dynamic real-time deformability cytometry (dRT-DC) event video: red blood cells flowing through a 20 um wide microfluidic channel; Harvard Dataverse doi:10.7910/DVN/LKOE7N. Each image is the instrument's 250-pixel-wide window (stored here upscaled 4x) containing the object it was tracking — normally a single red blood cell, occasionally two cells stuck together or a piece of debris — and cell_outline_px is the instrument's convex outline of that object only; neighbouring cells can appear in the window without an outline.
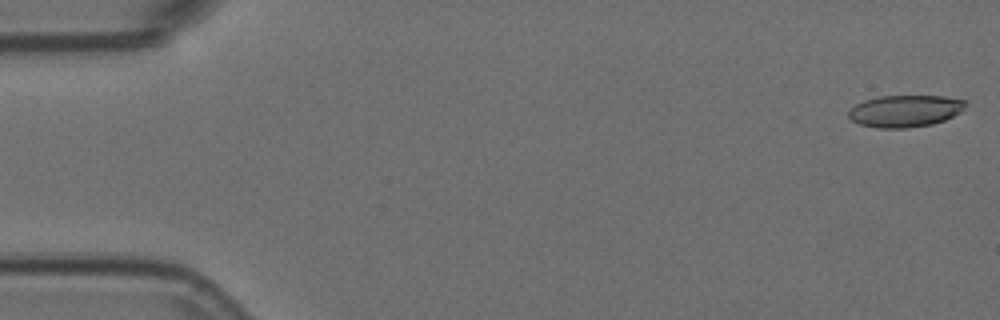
{"species": "Egyptian fruit bat (a non-hibernating species)", "species_latin": "Rousettus aegyptiacus", "temperature_condition": "room temperature", "stored_images_in_passage": 5, "camera_frame_rate_fps": 3000, "um_per_image_px": 0.085, "animal": {"sex": "female"}, "frame": {"image": 1, "passage_image": 1, "time_ms": 0.0, "image_size_px": [1000, 320], "cell_outline_px": [[968, 104], [960, 112], [944, 120], [932, 124], [908, 128], [876, 128], [860, 124], [852, 120], [848, 116], [848, 112], [856, 104], [864, 100], [880, 96], [944, 96], [968, 100]], "centroid_in_image_um": [76.96, 9.43], "position_along_channel_um": 8.0, "area_um2": 21.85}}
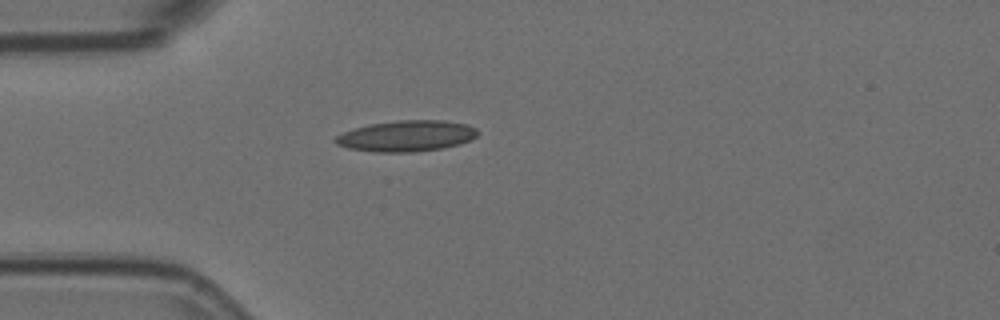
{"frame": {"image": 2, "passage_image": 4, "time_ms": 1.0, "image_size_px": [1000, 320], "cell_outline_px": [[480, 132], [472, 140], [460, 144], [444, 148], [412, 152], [372, 152], [348, 148], [336, 144], [332, 140], [336, 136], [344, 132], [356, 128], [372, 124], [396, 120], [444, 120], [468, 124], [476, 128]], "centroid_in_image_um": [34.59, 11.56], "position_along_channel_um": 50.4, "area_um2": 25.89}}